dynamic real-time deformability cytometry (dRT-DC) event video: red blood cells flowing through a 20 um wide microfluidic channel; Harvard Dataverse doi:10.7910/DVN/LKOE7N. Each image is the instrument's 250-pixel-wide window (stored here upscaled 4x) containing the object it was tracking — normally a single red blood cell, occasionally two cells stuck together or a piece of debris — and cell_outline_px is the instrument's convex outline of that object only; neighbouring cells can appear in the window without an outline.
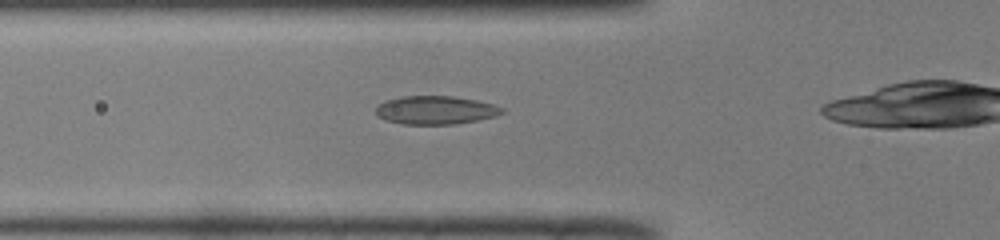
{"species": "common noctule bat (a hibernating species)", "species_latin": "Nyctalus noctula", "temperature_condition": "room temperature", "stored_images_in_passage": 28, "camera_frame_rate_fps": 3000, "um_per_image_px": 0.085, "animal": {"sex": "male", "body_mass_g": 19.0, "forearm_length_mm": 50.8}, "frame": {"image": 1, "passage_image": 5, "time_ms": 1.333, "image_size_px": [1000, 240], "cell_outline_px": [[504, 112], [496, 116], [456, 124], [400, 124], [384, 120], [376, 112], [376, 108], [384, 100], [404, 96], [452, 96], [476, 100], [492, 104], [504, 108]], "centroid_in_image_um": [37.02, 9.36], "position_along_channel_um": 88.8, "area_um2": 20.81}}
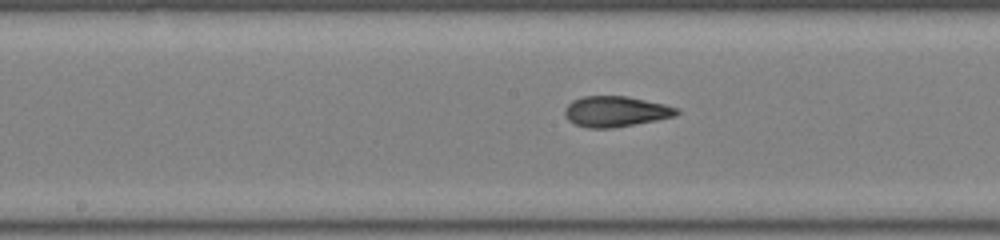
{"frame": {"image": 2, "passage_image": 13, "time_ms": 4.0, "image_size_px": [1000, 240], "cell_outline_px": [[680, 112], [676, 116], [636, 124], [612, 128], [588, 128], [576, 124], [568, 120], [564, 116], [564, 108], [572, 100], [584, 96], [628, 96], [664, 104], [676, 108]], "centroid_in_image_um": [52.31, 9.47], "position_along_channel_um": 195.9, "area_um2": 20.0}}
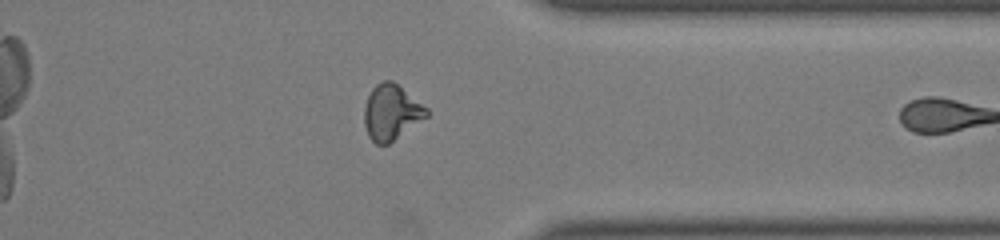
{"frame": {"image": 3, "passage_image": 27, "time_ms": 8.667, "image_size_px": [1000, 240], "cell_outline_px": [[428, 116], [388, 144], [376, 144], [368, 136], [364, 124], [364, 108], [368, 96], [372, 88], [376, 84], [384, 80], [392, 80], [428, 108]], "centroid_in_image_um": [33.25, 9.54], "position_along_channel_um": 378.1, "area_um2": 20.0}}